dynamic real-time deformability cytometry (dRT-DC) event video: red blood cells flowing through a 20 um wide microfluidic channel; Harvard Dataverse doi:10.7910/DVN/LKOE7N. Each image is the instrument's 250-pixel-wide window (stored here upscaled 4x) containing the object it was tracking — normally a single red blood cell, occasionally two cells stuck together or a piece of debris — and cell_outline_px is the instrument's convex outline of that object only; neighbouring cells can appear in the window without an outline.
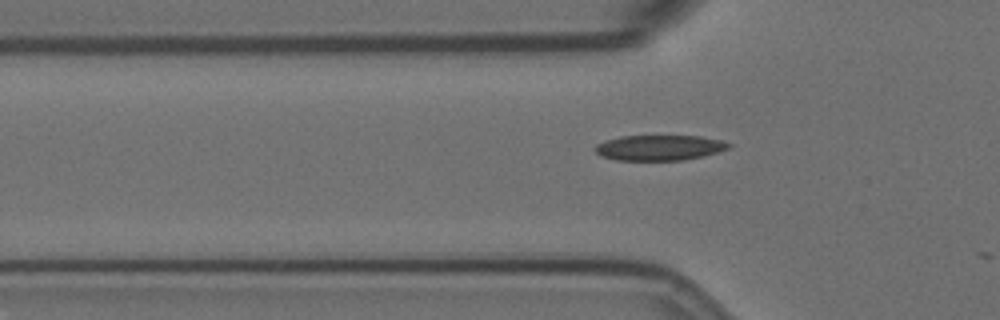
{"species": "Egyptian fruit bat (a non-hibernating species)", "species_latin": "Rousettus aegyptiacus", "temperature_condition": "room temperature", "stored_images_in_passage": 5, "camera_frame_rate_fps": 3000, "um_per_image_px": 0.085, "animal": {"sex": "female"}, "frame": {"image": 1, "passage_image": 3, "time_ms": 0.667, "image_size_px": [1000, 320], "cell_outline_px": [[732, 144], [728, 148], [716, 152], [684, 160], [616, 160], [600, 156], [592, 148], [596, 144], [620, 136], [700, 136], [720, 140]], "centroid_in_image_um": [55.99, 12.55], "position_along_channel_um": 69.8, "area_um2": 19.59}}